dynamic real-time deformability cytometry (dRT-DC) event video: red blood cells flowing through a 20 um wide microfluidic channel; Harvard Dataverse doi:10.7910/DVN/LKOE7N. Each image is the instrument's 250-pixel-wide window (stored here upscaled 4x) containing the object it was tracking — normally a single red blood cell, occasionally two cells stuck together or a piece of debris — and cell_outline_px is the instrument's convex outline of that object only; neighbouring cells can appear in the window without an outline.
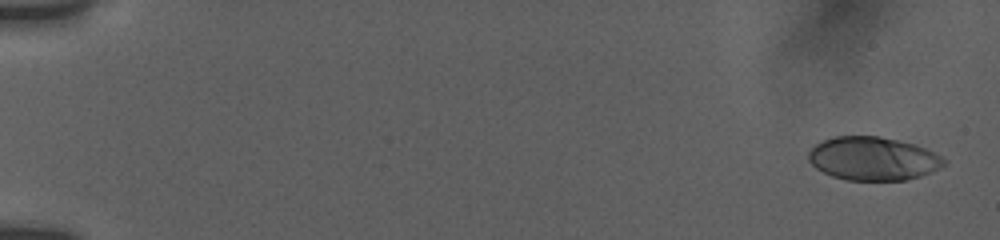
{"species": "human", "species_latin": "Homo sapiens", "temperature_condition": "room temperature", "stored_images_in_passage": 69, "camera_frame_rate_fps": 3000, "um_per_image_px": 0.085, "donor": {"sex": "female"}, "frame": {"image": 1, "passage_image": 2, "time_ms": 0.333, "image_size_px": [1000, 240], "cell_outline_px": [[948, 164], [932, 172], [920, 176], [904, 180], [848, 180], [832, 176], [816, 168], [808, 160], [808, 152], [816, 144], [824, 140], [836, 136], [880, 136], [900, 140], [916, 144], [948, 160]], "centroid_in_image_um": [74.24, 13.48], "position_along_channel_um": 10.8, "area_um2": 34.39}}
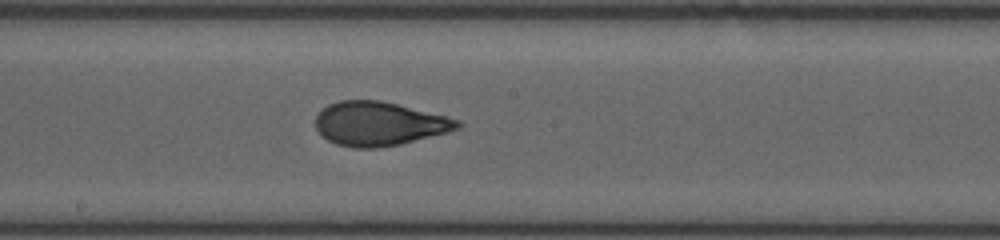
{"frame": {"image": 2, "passage_image": 38, "time_ms": 10.333, "image_size_px": [1000, 240], "cell_outline_px": [[464, 124], [460, 128], [448, 132], [400, 144], [376, 148], [356, 148], [336, 144], [320, 136], [316, 128], [316, 116], [328, 104], [340, 100], [380, 100], [460, 120]], "centroid_in_image_um": [32.21, 10.52], "position_along_channel_um": 216.0, "area_um2": 36.18}}
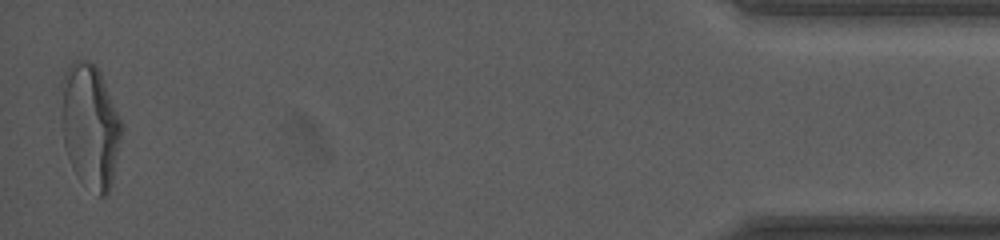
{"frame": {"image": 3, "passage_image": 69, "time_ms": 18.0, "image_size_px": [1000, 240], "cell_outline_px": [[124, 128], [112, 180], [108, 192], [104, 196], [100, 196], [80, 180], [76, 176], [72, 168], [64, 144], [60, 124], [60, 84], [64, 72], [76, 60], [88, 60], [96, 64], [100, 72], [124, 124]], "centroid_in_image_um": [7.64, 10.67], "position_along_channel_um": 427.6, "area_um2": 44.45}, "authors_computed_cell_mechanics": {"area_um2": 36.0094, "velocity_mm_per_s": 3.7818, "shape_relaxation_time_tau1_ms": 4.5728, "shape_relaxation_time_tau2_ms": 0.9691, "deformation_change_tau1": 0.1944, "deformation_change_tau2": 0.0667}}